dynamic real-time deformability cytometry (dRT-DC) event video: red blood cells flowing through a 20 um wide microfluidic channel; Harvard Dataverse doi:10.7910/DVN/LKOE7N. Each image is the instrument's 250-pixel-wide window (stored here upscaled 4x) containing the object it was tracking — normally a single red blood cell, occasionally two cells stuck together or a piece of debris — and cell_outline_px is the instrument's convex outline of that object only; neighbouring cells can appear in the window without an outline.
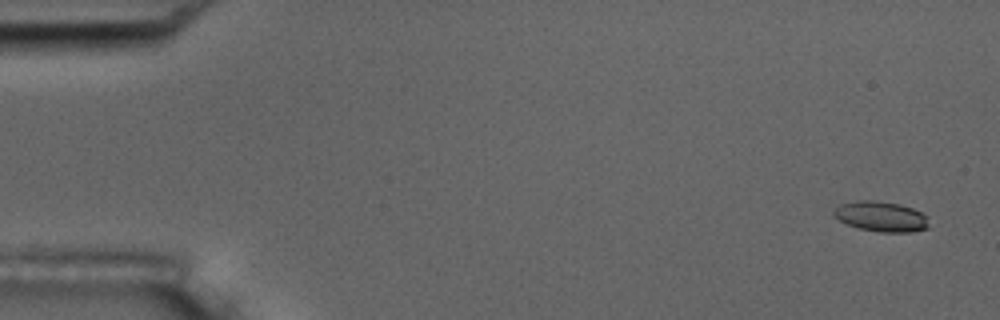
{"species": "common noctule bat (a hibernating species)", "species_latin": "Nyctalus noctula", "temperature_condition": "room temperature", "stored_images_in_passage": 6, "camera_frame_rate_fps": 3000, "um_per_image_px": 0.085, "animal": {"sex": "male", "body_mass_g": 17.5, "forearm_length_mm": 52.3}, "frame": {"image": 1, "passage_image": 1, "time_ms": 0.0, "image_size_px": [1000, 320], "cell_outline_px": [[928, 228], [912, 232], [880, 232], [856, 228], [832, 216], [832, 212], [840, 204], [856, 200], [876, 200], [900, 204], [912, 208], [928, 216]], "centroid_in_image_um": [74.88, 18.4], "position_along_channel_um": 10.1, "area_um2": 16.94}}